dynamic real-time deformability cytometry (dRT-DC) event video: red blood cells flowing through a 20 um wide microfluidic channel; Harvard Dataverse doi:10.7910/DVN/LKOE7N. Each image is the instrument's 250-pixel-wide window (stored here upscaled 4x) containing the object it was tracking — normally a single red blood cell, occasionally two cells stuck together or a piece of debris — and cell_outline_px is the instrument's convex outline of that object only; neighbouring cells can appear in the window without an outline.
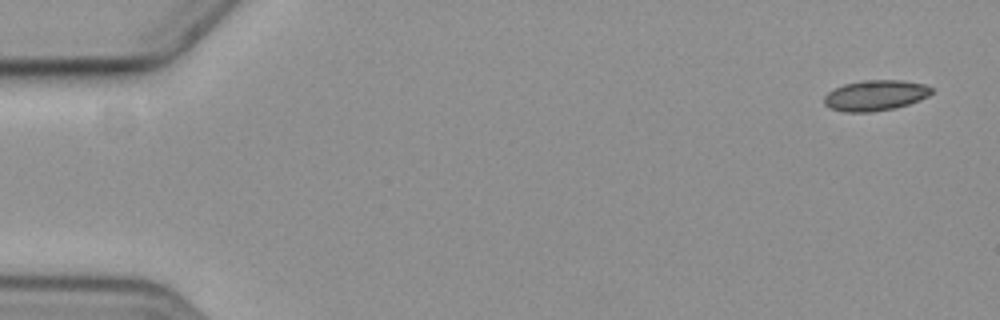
{"species": "common noctule bat (a hibernating species)", "species_latin": "Nyctalus noctula", "temperature_condition": "cold", "stored_images_in_passage": 5, "camera_frame_rate_fps": 3000, "um_per_image_px": 0.085, "animal": {"sex": "female", "body_mass_g": 19.3, "forearm_length_mm": 54.1}, "frame": {"image": 1, "passage_image": 1, "time_ms": 0.0, "image_size_px": [1000, 320], "cell_outline_px": [[932, 92], [928, 96], [920, 100], [896, 108], [872, 112], [844, 112], [828, 108], [824, 104], [824, 96], [828, 92], [844, 84], [864, 80], [904, 80], [924, 84], [932, 88]], "centroid_in_image_um": [74.4, 8.11], "position_along_channel_um": 10.6, "area_um2": 19.25}}
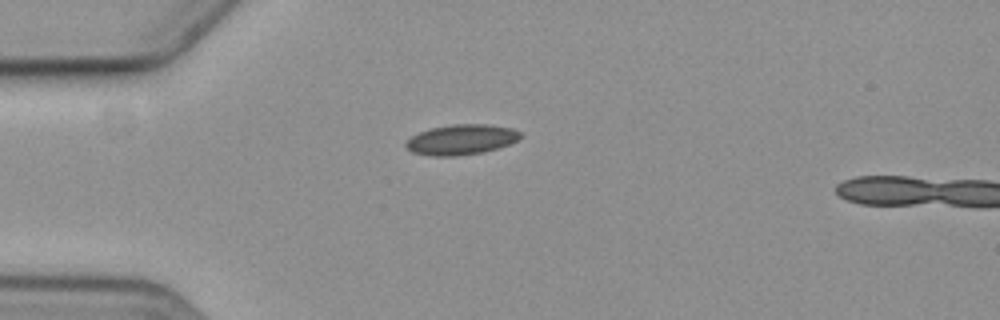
{"frame": {"image": 2, "passage_image": 4, "time_ms": 4.333, "image_size_px": [1000, 320], "cell_outline_px": [[524, 136], [508, 144], [484, 152], [456, 156], [432, 156], [412, 152], [404, 144], [412, 136], [420, 132], [432, 128], [452, 124], [488, 124], [512, 128], [520, 132]], "centroid_in_image_um": [39.22, 11.86], "position_along_channel_um": 45.8, "area_um2": 20.06}}